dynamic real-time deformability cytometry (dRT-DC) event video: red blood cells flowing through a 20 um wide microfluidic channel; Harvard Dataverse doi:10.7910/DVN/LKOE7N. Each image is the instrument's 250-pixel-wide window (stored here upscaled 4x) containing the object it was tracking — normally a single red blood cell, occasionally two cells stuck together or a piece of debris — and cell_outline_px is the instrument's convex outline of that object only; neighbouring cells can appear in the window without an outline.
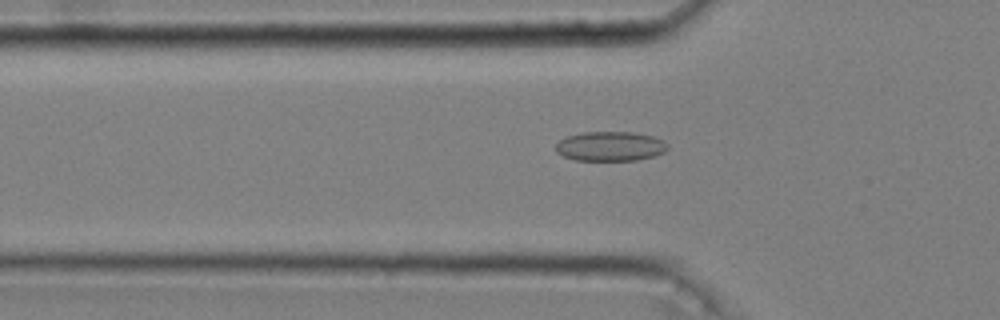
{"species": "common noctule bat (a hibernating species)", "species_latin": "Nyctalus noctula", "temperature_condition": "cold", "stored_images_in_passage": 41, "camera_frame_rate_fps": 3000, "um_per_image_px": 0.085, "animal": {"sex": "male", "body_mass_g": 20.4}, "frame": {"image": 1, "passage_image": 8, "time_ms": 2.333, "image_size_px": [1000, 320], "cell_outline_px": [[668, 148], [664, 152], [652, 156], [636, 160], [576, 160], [564, 156], [556, 152], [556, 144], [560, 140], [568, 136], [584, 132], [632, 132], [652, 136], [664, 140], [668, 144]], "centroid_in_image_um": [51.89, 12.43], "position_along_channel_um": 73.9, "area_um2": 19.13}}
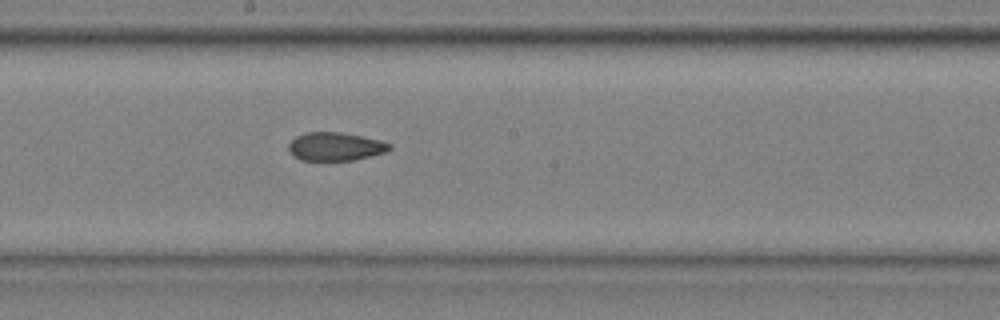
{"frame": {"image": 2, "passage_image": 20, "time_ms": 6.333, "image_size_px": [1000, 320], "cell_outline_px": [[392, 148], [388, 152], [352, 160], [300, 160], [292, 156], [288, 152], [288, 144], [296, 136], [308, 132], [340, 132], [380, 140], [392, 144]], "centroid_in_image_um": [28.5, 12.46], "position_along_channel_um": 219.7, "area_um2": 16.76}}
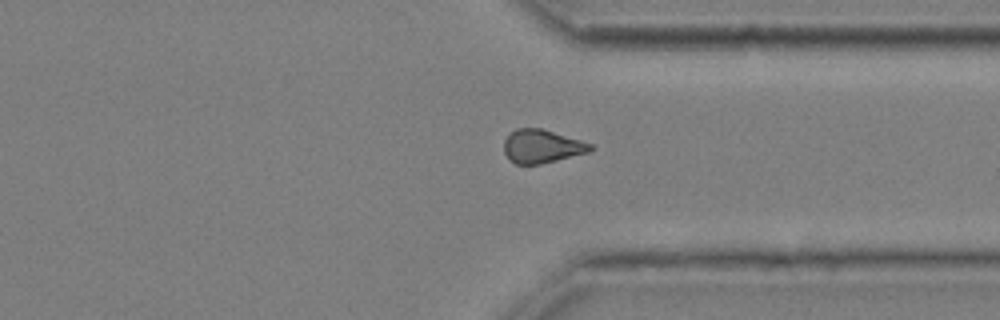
{"frame": {"image": 3, "passage_image": 32, "time_ms": 10.333, "image_size_px": [1000, 320], "cell_outline_px": [[592, 148], [588, 152], [540, 164], [516, 164], [504, 152], [504, 140], [516, 128], [540, 128], [580, 140], [592, 144]], "centroid_in_image_um": [46.04, 12.43], "position_along_channel_um": 365.4, "area_um2": 16.42}, "authors_computed_cell_mechanics": {"area_um2": 17.2822, "velocity_mm_per_s": 3.6362, "shape_relaxation_time_tau1_ms": null, "shape_relaxation_time_tau2_ms": 3.9209, "deformation_change_tau1": null, "deformation_change_tau2": 0.0914}}